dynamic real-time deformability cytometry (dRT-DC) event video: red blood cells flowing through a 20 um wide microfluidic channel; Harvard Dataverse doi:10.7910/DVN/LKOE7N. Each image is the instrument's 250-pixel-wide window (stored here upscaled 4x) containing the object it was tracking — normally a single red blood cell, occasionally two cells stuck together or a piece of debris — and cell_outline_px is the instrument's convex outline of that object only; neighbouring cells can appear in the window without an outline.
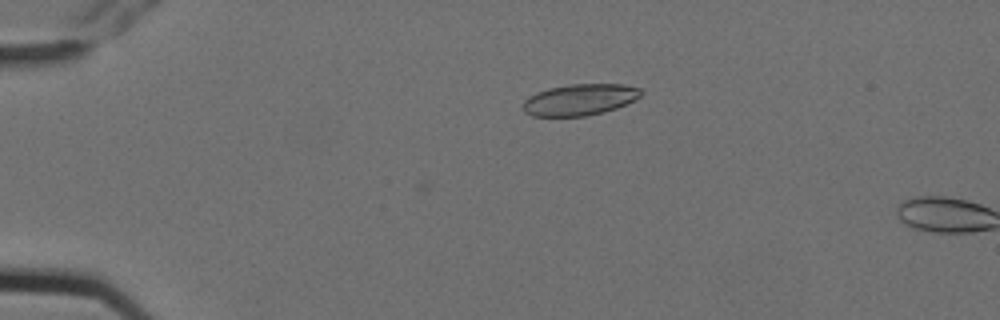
{"species": "Egyptian fruit bat (a non-hibernating species)", "species_latin": "Rousettus aegyptiacus", "temperature_condition": "cold", "stored_images_in_passage": 5, "camera_frame_rate_fps": 3000, "um_per_image_px": 0.085, "animal": {"sex": "female"}, "frame": {"image": 1, "passage_image": 5, "time_ms": 1.333, "image_size_px": [1000, 320], "cell_outline_px": [[640, 96], [616, 108], [604, 112], [584, 116], [532, 116], [524, 112], [524, 100], [528, 96], [536, 92], [548, 88], [568, 84], [624, 84], [640, 88]], "centroid_in_image_um": [49.23, 8.46], "position_along_channel_um": 35.8, "area_um2": 21.44}}